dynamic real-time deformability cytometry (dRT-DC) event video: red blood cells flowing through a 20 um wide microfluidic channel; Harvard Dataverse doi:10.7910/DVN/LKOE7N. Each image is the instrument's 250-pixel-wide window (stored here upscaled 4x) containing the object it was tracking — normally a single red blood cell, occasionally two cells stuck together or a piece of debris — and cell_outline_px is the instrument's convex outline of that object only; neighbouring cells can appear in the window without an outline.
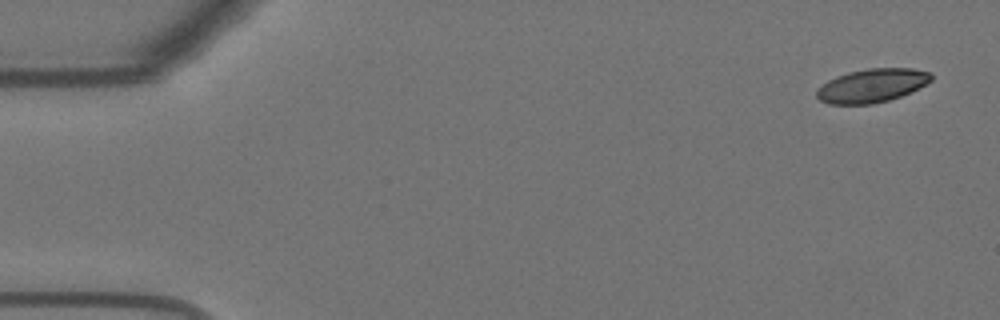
{"species": "Egyptian fruit bat (a non-hibernating species)", "species_latin": "Rousettus aegyptiacus", "temperature_condition": "warm", "stored_images_in_passage": 51, "camera_frame_rate_fps": 3000, "um_per_image_px": 0.085, "animal": {"sex": "female"}, "frame": {"image": 1, "passage_image": 1, "time_ms": 0.0, "image_size_px": [1000, 320], "cell_outline_px": [[932, 80], [900, 96], [888, 100], [872, 104], [828, 104], [820, 100], [816, 96], [816, 88], [828, 80], [836, 76], [848, 72], [868, 68], [912, 68], [932, 72]], "centroid_in_image_um": [74.07, 7.26], "position_along_channel_um": 10.9, "area_um2": 22.37}}
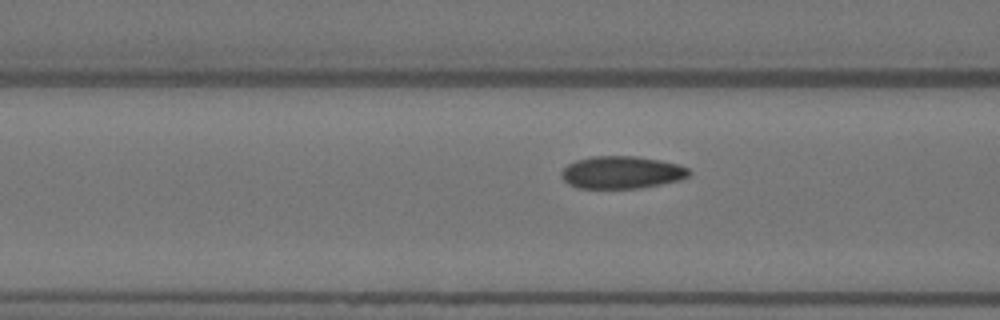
{"frame": {"image": 2, "passage_image": 20, "time_ms": 6.333, "image_size_px": [1000, 320], "cell_outline_px": [[692, 172], [688, 176], [680, 180], [660, 184], [636, 188], [580, 188], [568, 184], [560, 176], [560, 172], [568, 164], [576, 160], [592, 156], [636, 156], [660, 160], [680, 164], [688, 168]], "centroid_in_image_um": [52.84, 14.64], "position_along_channel_um": 113.8, "area_um2": 24.22}}
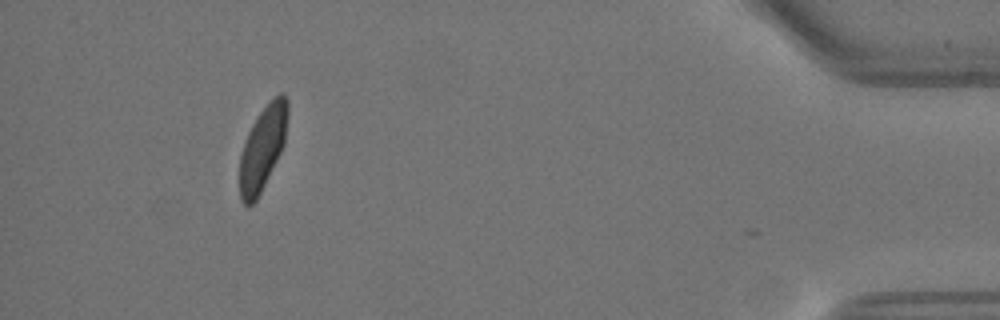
{"frame": {"image": 3, "passage_image": 50, "time_ms": 16.333, "image_size_px": [1000, 320], "cell_outline_px": [[288, 116], [284, 144], [256, 200], [252, 204], [244, 204], [240, 200], [240, 156], [248, 132], [252, 124], [260, 112], [280, 92], [288, 100]], "centroid_in_image_um": [22.32, 12.57], "position_along_channel_um": 412.9, "area_um2": 22.89}, "authors_computed_cell_mechanics": {"area_um2": 24.0448, "velocity_mm_per_s": 3.6341, "shape_relaxation_time_tau1_ms": 4.8337, "shape_relaxation_time_tau2_ms": 0.703, "deformation_change_tau1": 0.1386, "deformation_change_tau2": 0.056}}